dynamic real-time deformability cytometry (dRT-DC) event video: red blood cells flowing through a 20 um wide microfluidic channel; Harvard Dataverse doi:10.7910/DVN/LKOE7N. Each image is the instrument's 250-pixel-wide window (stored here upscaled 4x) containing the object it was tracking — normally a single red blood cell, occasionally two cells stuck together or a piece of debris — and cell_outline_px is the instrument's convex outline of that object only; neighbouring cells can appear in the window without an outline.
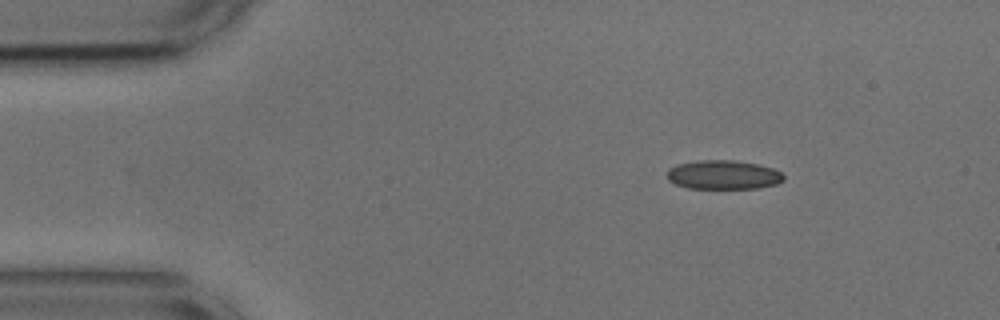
{"species": "common noctule bat (a hibernating species)", "species_latin": "Nyctalus noctula", "temperature_condition": "cold", "stored_images_in_passage": 3, "camera_frame_rate_fps": 3000, "um_per_image_px": 0.085, "animal": {"sex": "male", "body_mass_g": 17.9, "forearm_length_mm": 54.2}, "frame": {"image": 1, "passage_image": 1, "time_ms": 0.0, "image_size_px": [1000, 320], "cell_outline_px": [[784, 180], [776, 184], [760, 188], [688, 188], [676, 184], [668, 180], [668, 168], [676, 164], [696, 160], [736, 160], [756, 164], [772, 168], [780, 172], [784, 176]], "centroid_in_image_um": [61.47, 14.85], "position_along_channel_um": 23.5, "area_um2": 19.77}}